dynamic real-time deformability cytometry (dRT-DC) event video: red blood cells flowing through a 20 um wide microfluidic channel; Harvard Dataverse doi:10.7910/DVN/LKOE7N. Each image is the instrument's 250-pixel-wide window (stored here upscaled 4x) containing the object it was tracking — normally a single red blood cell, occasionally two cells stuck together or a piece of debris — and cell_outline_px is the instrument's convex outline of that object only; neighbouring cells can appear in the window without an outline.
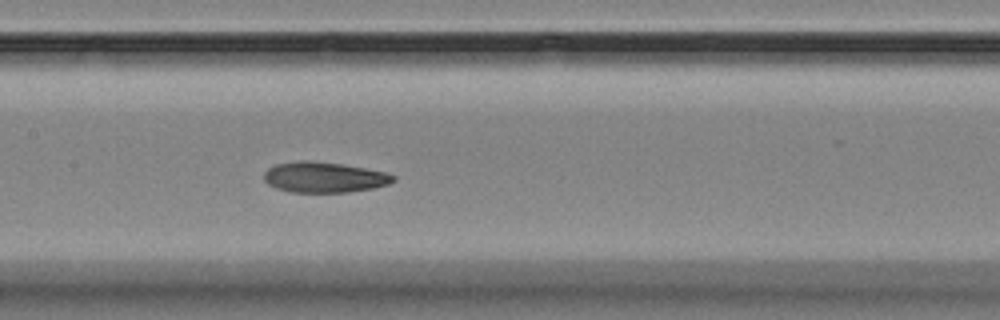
{"species": "Egyptian fruit bat (a non-hibernating species)", "species_latin": "Rousettus aegyptiacus", "temperature_condition": "room temperature", "stored_images_in_passage": 8, "segment_of_instrument_passage": [1, 2], "camera_frame_rate_fps": 3000, "um_per_image_px": 0.085, "animal": {"sex": "female"}, "frame": {"image": 1, "passage_image": 7, "time_ms": 7.667, "image_size_px": [1000, 320], "cell_outline_px": [[396, 180], [388, 184], [372, 188], [348, 192], [292, 192], [276, 188], [268, 184], [264, 180], [264, 172], [268, 168], [276, 164], [300, 160], [308, 160], [340, 164], [388, 172], [396, 176]], "centroid_in_image_um": [27.56, 15.06], "position_along_channel_um": 179.8, "area_um2": 23.0}}